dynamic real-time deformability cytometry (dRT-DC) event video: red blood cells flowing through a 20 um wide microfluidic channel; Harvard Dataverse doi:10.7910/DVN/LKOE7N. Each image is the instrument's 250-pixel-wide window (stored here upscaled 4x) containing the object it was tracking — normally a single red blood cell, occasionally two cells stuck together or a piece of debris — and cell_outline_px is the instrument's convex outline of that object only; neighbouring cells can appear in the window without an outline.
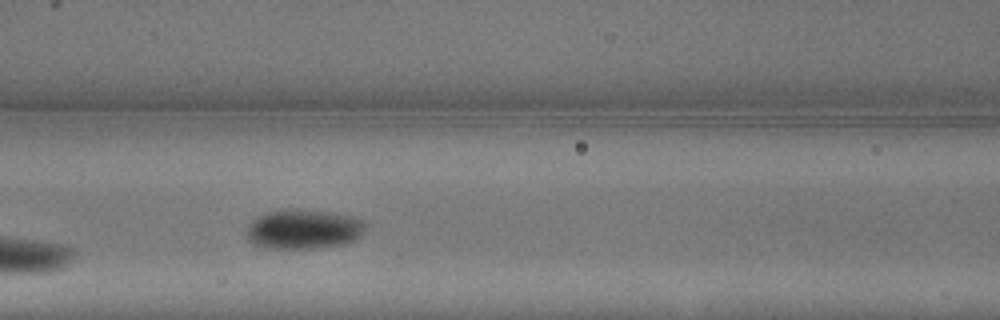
{"species": "common noctule bat (a hibernating species)", "species_latin": "Nyctalus noctula", "temperature_condition": "warm", "stored_images_in_passage": 7, "camera_frame_rate_fps": 3000, "um_per_image_px": 0.085, "animal": {"sex": "male", "body_mass_g": 13.3}, "frame": {"image": 1, "passage_image": 7, "time_ms": 2.0, "image_size_px": [1000, 320], "cell_outline_px": [[368, 224], [360, 236], [344, 244], [320, 248], [264, 248], [252, 244], [248, 240], [248, 224], [256, 216], [268, 212], [296, 208], [328, 212], [348, 216], [364, 220]], "centroid_in_image_um": [25.79, 19.48], "position_along_channel_um": 140.8, "area_um2": 27.51}}